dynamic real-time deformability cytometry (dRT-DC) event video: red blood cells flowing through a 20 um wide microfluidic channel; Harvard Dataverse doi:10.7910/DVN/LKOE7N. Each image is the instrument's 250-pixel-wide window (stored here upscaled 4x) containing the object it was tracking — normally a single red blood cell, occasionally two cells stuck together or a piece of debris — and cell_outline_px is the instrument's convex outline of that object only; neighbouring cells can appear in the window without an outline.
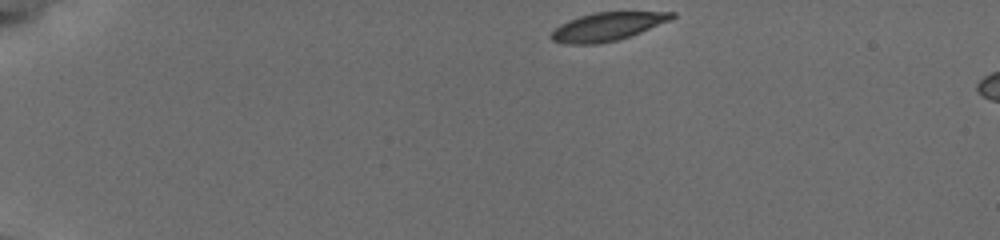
{"species": "common noctule bat (a hibernating species)", "species_latin": "Nyctalus noctula", "temperature_condition": "cold", "stored_images_in_passage": 5, "camera_frame_rate_fps": 3000, "um_per_image_px": 0.085, "animal": {"sex": "female", "body_mass_g": 19.5, "forearm_length_mm": 54.1}, "frame": {"image": 1, "passage_image": 1, "time_ms": 0.0, "image_size_px": [1000, 240], "cell_outline_px": [[676, 16], [672, 20], [640, 32], [616, 40], [596, 44], [564, 44], [552, 40], [548, 36], [560, 24], [568, 20], [580, 16], [596, 12], [676, 12]], "centroid_in_image_um": [51.61, 2.26], "position_along_channel_um": 33.4, "area_um2": 19.77}}